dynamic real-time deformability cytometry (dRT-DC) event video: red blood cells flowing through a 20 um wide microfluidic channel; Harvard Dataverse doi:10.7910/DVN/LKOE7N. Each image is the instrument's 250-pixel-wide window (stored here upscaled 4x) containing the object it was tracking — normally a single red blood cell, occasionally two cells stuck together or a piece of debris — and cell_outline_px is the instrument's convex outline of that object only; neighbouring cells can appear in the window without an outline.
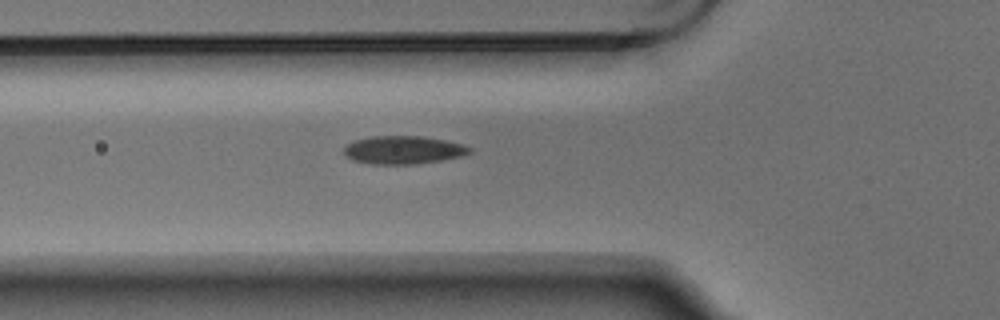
{"species": "Egyptian fruit bat (a non-hibernating species)", "species_latin": "Rousettus aegyptiacus", "temperature_condition": "warm", "stored_images_in_passage": 2, "camera_frame_rate_fps": 3000, "um_per_image_px": 0.085, "animal": {"sex": "male"}, "frame": {"image": 1, "passage_image": 2, "time_ms": 0.333, "image_size_px": [1000, 320], "cell_outline_px": [[472, 152], [460, 156], [440, 160], [416, 164], [372, 164], [352, 160], [344, 152], [344, 148], [348, 144], [356, 140], [372, 136], [424, 136], [464, 144], [472, 148]], "centroid_in_image_um": [34.31, 12.74], "position_along_channel_um": 91.5, "area_um2": 20.46}}